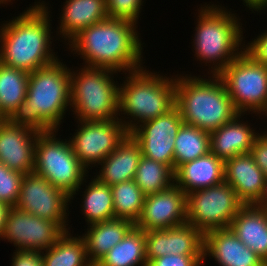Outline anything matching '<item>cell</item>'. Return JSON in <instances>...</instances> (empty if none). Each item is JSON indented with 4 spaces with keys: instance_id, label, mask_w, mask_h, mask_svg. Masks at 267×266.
<instances>
[{
    "instance_id": "obj_22",
    "label": "cell",
    "mask_w": 267,
    "mask_h": 266,
    "mask_svg": "<svg viewBox=\"0 0 267 266\" xmlns=\"http://www.w3.org/2000/svg\"><path fill=\"white\" fill-rule=\"evenodd\" d=\"M142 157L138 142L128 133L117 148L100 164L95 177L99 182L113 186L134 179ZM98 173V174H97Z\"/></svg>"
},
{
    "instance_id": "obj_30",
    "label": "cell",
    "mask_w": 267,
    "mask_h": 266,
    "mask_svg": "<svg viewBox=\"0 0 267 266\" xmlns=\"http://www.w3.org/2000/svg\"><path fill=\"white\" fill-rule=\"evenodd\" d=\"M210 152V133L183 124L175 137L174 171L180 166Z\"/></svg>"
},
{
    "instance_id": "obj_9",
    "label": "cell",
    "mask_w": 267,
    "mask_h": 266,
    "mask_svg": "<svg viewBox=\"0 0 267 266\" xmlns=\"http://www.w3.org/2000/svg\"><path fill=\"white\" fill-rule=\"evenodd\" d=\"M219 77L238 113L267 117V66L243 50Z\"/></svg>"
},
{
    "instance_id": "obj_23",
    "label": "cell",
    "mask_w": 267,
    "mask_h": 266,
    "mask_svg": "<svg viewBox=\"0 0 267 266\" xmlns=\"http://www.w3.org/2000/svg\"><path fill=\"white\" fill-rule=\"evenodd\" d=\"M175 185L187 195L224 181V161L209 152L207 155L180 165L175 171Z\"/></svg>"
},
{
    "instance_id": "obj_13",
    "label": "cell",
    "mask_w": 267,
    "mask_h": 266,
    "mask_svg": "<svg viewBox=\"0 0 267 266\" xmlns=\"http://www.w3.org/2000/svg\"><path fill=\"white\" fill-rule=\"evenodd\" d=\"M66 231L56 222L12 207L5 223L2 241L16 250L43 252L54 245Z\"/></svg>"
},
{
    "instance_id": "obj_6",
    "label": "cell",
    "mask_w": 267,
    "mask_h": 266,
    "mask_svg": "<svg viewBox=\"0 0 267 266\" xmlns=\"http://www.w3.org/2000/svg\"><path fill=\"white\" fill-rule=\"evenodd\" d=\"M176 75V107L184 124L212 132L238 112L219 75Z\"/></svg>"
},
{
    "instance_id": "obj_38",
    "label": "cell",
    "mask_w": 267,
    "mask_h": 266,
    "mask_svg": "<svg viewBox=\"0 0 267 266\" xmlns=\"http://www.w3.org/2000/svg\"><path fill=\"white\" fill-rule=\"evenodd\" d=\"M10 266H44L42 252L14 250Z\"/></svg>"
},
{
    "instance_id": "obj_11",
    "label": "cell",
    "mask_w": 267,
    "mask_h": 266,
    "mask_svg": "<svg viewBox=\"0 0 267 266\" xmlns=\"http://www.w3.org/2000/svg\"><path fill=\"white\" fill-rule=\"evenodd\" d=\"M75 122L78 124L76 133L68 139L74 154L88 171L98 167L128 134L118 118Z\"/></svg>"
},
{
    "instance_id": "obj_3",
    "label": "cell",
    "mask_w": 267,
    "mask_h": 266,
    "mask_svg": "<svg viewBox=\"0 0 267 266\" xmlns=\"http://www.w3.org/2000/svg\"><path fill=\"white\" fill-rule=\"evenodd\" d=\"M61 61L29 73L26 98L7 118L10 122L39 133L59 130L71 109L70 68Z\"/></svg>"
},
{
    "instance_id": "obj_2",
    "label": "cell",
    "mask_w": 267,
    "mask_h": 266,
    "mask_svg": "<svg viewBox=\"0 0 267 266\" xmlns=\"http://www.w3.org/2000/svg\"><path fill=\"white\" fill-rule=\"evenodd\" d=\"M40 1L36 0L17 17L2 21L0 62L4 65L31 73L58 59L51 48L53 38L57 37L51 35L49 2Z\"/></svg>"
},
{
    "instance_id": "obj_12",
    "label": "cell",
    "mask_w": 267,
    "mask_h": 266,
    "mask_svg": "<svg viewBox=\"0 0 267 266\" xmlns=\"http://www.w3.org/2000/svg\"><path fill=\"white\" fill-rule=\"evenodd\" d=\"M70 196L37 174H25L20 184L16 208L34 216L58 223L65 231L69 227Z\"/></svg>"
},
{
    "instance_id": "obj_26",
    "label": "cell",
    "mask_w": 267,
    "mask_h": 266,
    "mask_svg": "<svg viewBox=\"0 0 267 266\" xmlns=\"http://www.w3.org/2000/svg\"><path fill=\"white\" fill-rule=\"evenodd\" d=\"M87 177L81 185L86 186L82 192L83 199L80 204L82 215L89 226L98 222L114 219V204L111 187L99 182L95 177L91 182ZM88 182V184H86ZM85 184V185H84Z\"/></svg>"
},
{
    "instance_id": "obj_33",
    "label": "cell",
    "mask_w": 267,
    "mask_h": 266,
    "mask_svg": "<svg viewBox=\"0 0 267 266\" xmlns=\"http://www.w3.org/2000/svg\"><path fill=\"white\" fill-rule=\"evenodd\" d=\"M23 176L24 174L10 170L0 162V202H5L12 207L16 206Z\"/></svg>"
},
{
    "instance_id": "obj_43",
    "label": "cell",
    "mask_w": 267,
    "mask_h": 266,
    "mask_svg": "<svg viewBox=\"0 0 267 266\" xmlns=\"http://www.w3.org/2000/svg\"><path fill=\"white\" fill-rule=\"evenodd\" d=\"M12 1H14V0H0V6H3V4H4V6L9 5L10 3H13Z\"/></svg>"
},
{
    "instance_id": "obj_41",
    "label": "cell",
    "mask_w": 267,
    "mask_h": 266,
    "mask_svg": "<svg viewBox=\"0 0 267 266\" xmlns=\"http://www.w3.org/2000/svg\"><path fill=\"white\" fill-rule=\"evenodd\" d=\"M265 10H267V0H260L258 3H257V5H255L254 6V8L251 10L252 11V13L254 12V11H256V13H261V12H263V11Z\"/></svg>"
},
{
    "instance_id": "obj_28",
    "label": "cell",
    "mask_w": 267,
    "mask_h": 266,
    "mask_svg": "<svg viewBox=\"0 0 267 266\" xmlns=\"http://www.w3.org/2000/svg\"><path fill=\"white\" fill-rule=\"evenodd\" d=\"M72 235L71 230L66 231L54 245L42 252L44 266H92L83 238L79 234L77 237Z\"/></svg>"
},
{
    "instance_id": "obj_25",
    "label": "cell",
    "mask_w": 267,
    "mask_h": 266,
    "mask_svg": "<svg viewBox=\"0 0 267 266\" xmlns=\"http://www.w3.org/2000/svg\"><path fill=\"white\" fill-rule=\"evenodd\" d=\"M134 224L126 219L114 218L87 226L80 235L86 247L88 260L96 265L115 245L120 243Z\"/></svg>"
},
{
    "instance_id": "obj_18",
    "label": "cell",
    "mask_w": 267,
    "mask_h": 266,
    "mask_svg": "<svg viewBox=\"0 0 267 266\" xmlns=\"http://www.w3.org/2000/svg\"><path fill=\"white\" fill-rule=\"evenodd\" d=\"M203 257L214 259L219 266H264L260 256L241 242L229 228L204 234Z\"/></svg>"
},
{
    "instance_id": "obj_36",
    "label": "cell",
    "mask_w": 267,
    "mask_h": 266,
    "mask_svg": "<svg viewBox=\"0 0 267 266\" xmlns=\"http://www.w3.org/2000/svg\"><path fill=\"white\" fill-rule=\"evenodd\" d=\"M263 31L250 43L244 44V51L258 63L267 66V30Z\"/></svg>"
},
{
    "instance_id": "obj_37",
    "label": "cell",
    "mask_w": 267,
    "mask_h": 266,
    "mask_svg": "<svg viewBox=\"0 0 267 266\" xmlns=\"http://www.w3.org/2000/svg\"><path fill=\"white\" fill-rule=\"evenodd\" d=\"M260 132L256 137L250 154L256 165L262 170L267 177V130Z\"/></svg>"
},
{
    "instance_id": "obj_42",
    "label": "cell",
    "mask_w": 267,
    "mask_h": 266,
    "mask_svg": "<svg viewBox=\"0 0 267 266\" xmlns=\"http://www.w3.org/2000/svg\"><path fill=\"white\" fill-rule=\"evenodd\" d=\"M243 1V5L248 9V10H252L254 8L255 5H257V3L260 1V0H242Z\"/></svg>"
},
{
    "instance_id": "obj_19",
    "label": "cell",
    "mask_w": 267,
    "mask_h": 266,
    "mask_svg": "<svg viewBox=\"0 0 267 266\" xmlns=\"http://www.w3.org/2000/svg\"><path fill=\"white\" fill-rule=\"evenodd\" d=\"M244 115L238 113L231 121L210 132V152L217 158L226 161L236 155L250 153L260 133L256 131L257 127L251 125L252 123L243 121Z\"/></svg>"
},
{
    "instance_id": "obj_16",
    "label": "cell",
    "mask_w": 267,
    "mask_h": 266,
    "mask_svg": "<svg viewBox=\"0 0 267 266\" xmlns=\"http://www.w3.org/2000/svg\"><path fill=\"white\" fill-rule=\"evenodd\" d=\"M147 263L165 255H203L204 235L191 224L145 231Z\"/></svg>"
},
{
    "instance_id": "obj_15",
    "label": "cell",
    "mask_w": 267,
    "mask_h": 266,
    "mask_svg": "<svg viewBox=\"0 0 267 266\" xmlns=\"http://www.w3.org/2000/svg\"><path fill=\"white\" fill-rule=\"evenodd\" d=\"M186 194L175 184L145 196L142 213L134 226L145 231L176 227L187 223Z\"/></svg>"
},
{
    "instance_id": "obj_20",
    "label": "cell",
    "mask_w": 267,
    "mask_h": 266,
    "mask_svg": "<svg viewBox=\"0 0 267 266\" xmlns=\"http://www.w3.org/2000/svg\"><path fill=\"white\" fill-rule=\"evenodd\" d=\"M265 174L250 153L224 161V181L236 192L244 205H252L260 196Z\"/></svg>"
},
{
    "instance_id": "obj_31",
    "label": "cell",
    "mask_w": 267,
    "mask_h": 266,
    "mask_svg": "<svg viewBox=\"0 0 267 266\" xmlns=\"http://www.w3.org/2000/svg\"><path fill=\"white\" fill-rule=\"evenodd\" d=\"M174 170L164 163L142 155L134 177L145 195L164 191L175 184Z\"/></svg>"
},
{
    "instance_id": "obj_27",
    "label": "cell",
    "mask_w": 267,
    "mask_h": 266,
    "mask_svg": "<svg viewBox=\"0 0 267 266\" xmlns=\"http://www.w3.org/2000/svg\"><path fill=\"white\" fill-rule=\"evenodd\" d=\"M145 232L133 226L96 266H147Z\"/></svg>"
},
{
    "instance_id": "obj_14",
    "label": "cell",
    "mask_w": 267,
    "mask_h": 266,
    "mask_svg": "<svg viewBox=\"0 0 267 266\" xmlns=\"http://www.w3.org/2000/svg\"><path fill=\"white\" fill-rule=\"evenodd\" d=\"M184 124L178 108L141 123L130 134L144 157L159 161L174 170L175 137Z\"/></svg>"
},
{
    "instance_id": "obj_5",
    "label": "cell",
    "mask_w": 267,
    "mask_h": 266,
    "mask_svg": "<svg viewBox=\"0 0 267 266\" xmlns=\"http://www.w3.org/2000/svg\"><path fill=\"white\" fill-rule=\"evenodd\" d=\"M146 67L124 73V82L119 84L118 119L128 133L176 105V74L168 77Z\"/></svg>"
},
{
    "instance_id": "obj_34",
    "label": "cell",
    "mask_w": 267,
    "mask_h": 266,
    "mask_svg": "<svg viewBox=\"0 0 267 266\" xmlns=\"http://www.w3.org/2000/svg\"><path fill=\"white\" fill-rule=\"evenodd\" d=\"M145 0H106L108 17L139 23Z\"/></svg>"
},
{
    "instance_id": "obj_7",
    "label": "cell",
    "mask_w": 267,
    "mask_h": 266,
    "mask_svg": "<svg viewBox=\"0 0 267 266\" xmlns=\"http://www.w3.org/2000/svg\"><path fill=\"white\" fill-rule=\"evenodd\" d=\"M79 69V70H78ZM70 67V102L76 121L118 118V72L107 68Z\"/></svg>"
},
{
    "instance_id": "obj_21",
    "label": "cell",
    "mask_w": 267,
    "mask_h": 266,
    "mask_svg": "<svg viewBox=\"0 0 267 266\" xmlns=\"http://www.w3.org/2000/svg\"><path fill=\"white\" fill-rule=\"evenodd\" d=\"M62 6L55 33L56 40L61 37L67 44L82 30L108 18L106 0H66Z\"/></svg>"
},
{
    "instance_id": "obj_4",
    "label": "cell",
    "mask_w": 267,
    "mask_h": 266,
    "mask_svg": "<svg viewBox=\"0 0 267 266\" xmlns=\"http://www.w3.org/2000/svg\"><path fill=\"white\" fill-rule=\"evenodd\" d=\"M206 4H201L196 13L193 53L196 61L209 67L208 75H219L244 50L245 29L231 8Z\"/></svg>"
},
{
    "instance_id": "obj_24",
    "label": "cell",
    "mask_w": 267,
    "mask_h": 266,
    "mask_svg": "<svg viewBox=\"0 0 267 266\" xmlns=\"http://www.w3.org/2000/svg\"><path fill=\"white\" fill-rule=\"evenodd\" d=\"M230 229L237 238L267 263V210L244 205L236 214Z\"/></svg>"
},
{
    "instance_id": "obj_17",
    "label": "cell",
    "mask_w": 267,
    "mask_h": 266,
    "mask_svg": "<svg viewBox=\"0 0 267 266\" xmlns=\"http://www.w3.org/2000/svg\"><path fill=\"white\" fill-rule=\"evenodd\" d=\"M40 133L10 122L0 121V162L22 174L34 172L36 139Z\"/></svg>"
},
{
    "instance_id": "obj_44",
    "label": "cell",
    "mask_w": 267,
    "mask_h": 266,
    "mask_svg": "<svg viewBox=\"0 0 267 266\" xmlns=\"http://www.w3.org/2000/svg\"><path fill=\"white\" fill-rule=\"evenodd\" d=\"M6 118L1 114V111H0V121L2 120H5Z\"/></svg>"
},
{
    "instance_id": "obj_40",
    "label": "cell",
    "mask_w": 267,
    "mask_h": 266,
    "mask_svg": "<svg viewBox=\"0 0 267 266\" xmlns=\"http://www.w3.org/2000/svg\"><path fill=\"white\" fill-rule=\"evenodd\" d=\"M252 206L265 209L267 208V177L264 179L259 198L252 204Z\"/></svg>"
},
{
    "instance_id": "obj_8",
    "label": "cell",
    "mask_w": 267,
    "mask_h": 266,
    "mask_svg": "<svg viewBox=\"0 0 267 266\" xmlns=\"http://www.w3.org/2000/svg\"><path fill=\"white\" fill-rule=\"evenodd\" d=\"M57 132L53 130L38 135L35 145L34 173L66 192L70 200H75L74 197L84 189L81 184L89 176V171L74 154L70 140L56 137Z\"/></svg>"
},
{
    "instance_id": "obj_1",
    "label": "cell",
    "mask_w": 267,
    "mask_h": 266,
    "mask_svg": "<svg viewBox=\"0 0 267 266\" xmlns=\"http://www.w3.org/2000/svg\"><path fill=\"white\" fill-rule=\"evenodd\" d=\"M138 24L108 17L89 26L67 45L88 67L107 68L118 73L143 68V45ZM143 63V64H142Z\"/></svg>"
},
{
    "instance_id": "obj_32",
    "label": "cell",
    "mask_w": 267,
    "mask_h": 266,
    "mask_svg": "<svg viewBox=\"0 0 267 266\" xmlns=\"http://www.w3.org/2000/svg\"><path fill=\"white\" fill-rule=\"evenodd\" d=\"M113 194L114 216L135 224L144 205L145 194L134 179L110 186Z\"/></svg>"
},
{
    "instance_id": "obj_29",
    "label": "cell",
    "mask_w": 267,
    "mask_h": 266,
    "mask_svg": "<svg viewBox=\"0 0 267 266\" xmlns=\"http://www.w3.org/2000/svg\"><path fill=\"white\" fill-rule=\"evenodd\" d=\"M29 73L0 62V111L7 119L25 100Z\"/></svg>"
},
{
    "instance_id": "obj_10",
    "label": "cell",
    "mask_w": 267,
    "mask_h": 266,
    "mask_svg": "<svg viewBox=\"0 0 267 266\" xmlns=\"http://www.w3.org/2000/svg\"><path fill=\"white\" fill-rule=\"evenodd\" d=\"M186 206L187 223L204 235L213 230L229 228L244 204L235 190L223 181L187 194Z\"/></svg>"
},
{
    "instance_id": "obj_35",
    "label": "cell",
    "mask_w": 267,
    "mask_h": 266,
    "mask_svg": "<svg viewBox=\"0 0 267 266\" xmlns=\"http://www.w3.org/2000/svg\"><path fill=\"white\" fill-rule=\"evenodd\" d=\"M203 255H165L152 259L147 266H203Z\"/></svg>"
},
{
    "instance_id": "obj_39",
    "label": "cell",
    "mask_w": 267,
    "mask_h": 266,
    "mask_svg": "<svg viewBox=\"0 0 267 266\" xmlns=\"http://www.w3.org/2000/svg\"><path fill=\"white\" fill-rule=\"evenodd\" d=\"M11 208L12 206H10L9 204L5 202H0V240H2L5 223Z\"/></svg>"
}]
</instances>
